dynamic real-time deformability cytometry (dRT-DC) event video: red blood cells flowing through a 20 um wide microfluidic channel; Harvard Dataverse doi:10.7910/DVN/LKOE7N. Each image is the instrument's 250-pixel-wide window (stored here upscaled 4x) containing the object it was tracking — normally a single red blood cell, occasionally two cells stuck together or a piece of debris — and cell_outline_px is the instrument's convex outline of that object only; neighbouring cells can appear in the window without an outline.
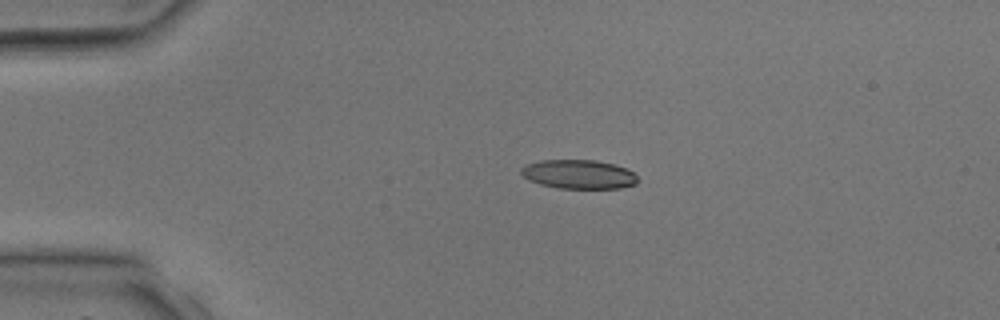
{"species": "common noctule bat (a hibernating species)", "species_latin": "Nyctalus noctula", "temperature_condition": "room temperature", "stored_images_in_passage": 2, "camera_frame_rate_fps": 3000, "um_per_image_px": 0.085, "animal": {"sex": "male", "body_mass_g": 17.9, "forearm_length_mm": 54.2}, "frame": {"image": 1, "passage_image": 2, "time_ms": 1.0, "image_size_px": [1000, 320], "cell_outline_px": [[636, 184], [620, 188], [560, 188], [540, 184], [528, 180], [520, 172], [520, 168], [524, 164], [540, 160], [596, 160], [612, 164], [624, 168], [632, 172], [636, 176]], "centroid_in_image_um": [49.13, 14.81], "position_along_channel_um": 35.9, "area_um2": 19.59}}